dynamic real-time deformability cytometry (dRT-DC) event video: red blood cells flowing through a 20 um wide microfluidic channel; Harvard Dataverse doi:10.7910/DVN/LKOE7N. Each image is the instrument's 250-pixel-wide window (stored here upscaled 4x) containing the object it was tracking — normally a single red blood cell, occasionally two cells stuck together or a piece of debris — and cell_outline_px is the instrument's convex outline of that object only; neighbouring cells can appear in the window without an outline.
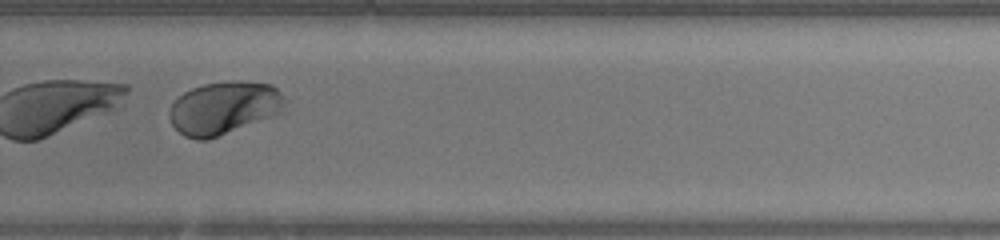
{"species": "human", "species_latin": "Homo sapiens", "temperature_condition": "warm", "stored_images_in_passage": 39, "segment_of_instrument_passage": [2, 2], "camera_frame_rate_fps": 3000, "um_per_image_px": 0.085, "donor": {"sex": "female"}, "frame": {"image": 1, "passage_image": 29, "time_ms": 9.333, "image_size_px": [1000, 240], "cell_outline_px": [[284, 112], [208, 140], [196, 140], [184, 136], [172, 124], [168, 116], [168, 112], [172, 104], [184, 92], [192, 88], [204, 84], [232, 80], [240, 80], [272, 84], [284, 96]], "centroid_in_image_um": [19.05, 9.17], "position_along_channel_um": 310.8, "area_um2": 35.78}}